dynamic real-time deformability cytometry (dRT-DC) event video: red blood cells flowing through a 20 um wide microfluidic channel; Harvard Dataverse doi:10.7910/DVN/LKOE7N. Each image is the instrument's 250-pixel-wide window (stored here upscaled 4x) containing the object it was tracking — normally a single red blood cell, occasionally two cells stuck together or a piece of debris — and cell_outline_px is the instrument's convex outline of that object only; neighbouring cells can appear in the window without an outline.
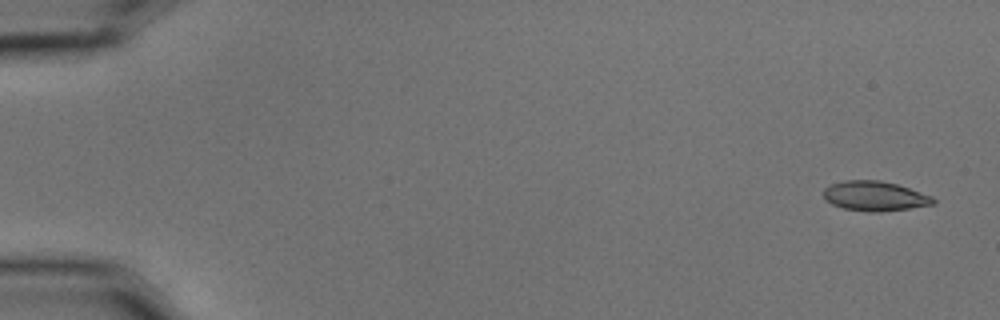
{"species": "common noctule bat (a hibernating species)", "species_latin": "Nyctalus noctula", "temperature_condition": "cold", "stored_images_in_passage": 6, "camera_frame_rate_fps": 3000, "um_per_image_px": 0.085, "animal": {"sex": "male", "body_mass_g": 15.6}, "frame": {"image": 1, "passage_image": 1, "time_ms": 0.0, "image_size_px": [1000, 320], "cell_outline_px": [[936, 200], [932, 204], [908, 208], [880, 212], [868, 212], [844, 208], [832, 204], [824, 196], [824, 188], [832, 184], [844, 180], [880, 180], [896, 184], [932, 196]], "centroid_in_image_um": [74.34, 16.66], "position_along_channel_um": 10.7, "area_um2": 18.73}}
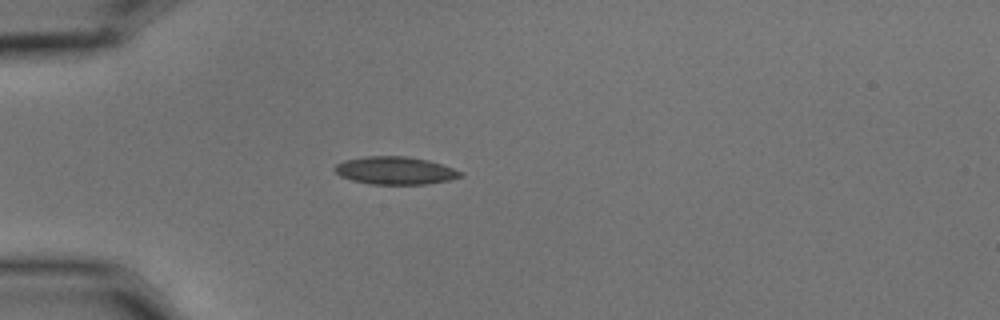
{"frame": {"image": 2, "passage_image": 5, "time_ms": 1.333, "image_size_px": [1000, 320], "cell_outline_px": [[464, 176], [448, 180], [424, 184], [372, 184], [352, 180], [340, 176], [332, 168], [336, 164], [344, 160], [364, 156], [404, 156], [428, 160], [464, 172]], "centroid_in_image_um": [33.57, 14.49], "position_along_channel_um": 51.4, "area_um2": 20.29}}